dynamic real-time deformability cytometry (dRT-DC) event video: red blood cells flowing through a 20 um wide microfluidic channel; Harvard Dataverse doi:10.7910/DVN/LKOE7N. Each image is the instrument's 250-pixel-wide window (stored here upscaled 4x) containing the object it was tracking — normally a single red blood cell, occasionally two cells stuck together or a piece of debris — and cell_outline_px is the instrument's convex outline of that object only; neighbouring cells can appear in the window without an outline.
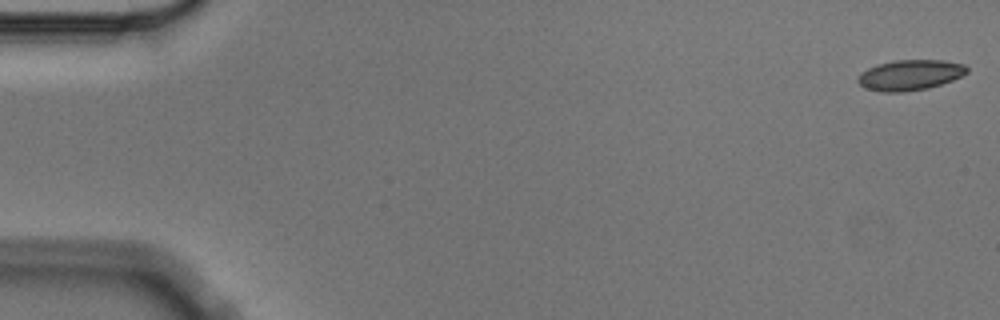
{"species": "Egyptian fruit bat (a non-hibernating species)", "species_latin": "Rousettus aegyptiacus", "temperature_condition": "cold", "stored_images_in_passage": 11, "camera_frame_rate_fps": 3000, "um_per_image_px": 0.085, "animal": {"sex": "male"}, "frame": {"image": 1, "passage_image": 1, "time_ms": 0.0, "image_size_px": [1000, 320], "cell_outline_px": [[968, 72], [952, 80], [928, 88], [904, 92], [884, 92], [864, 88], [856, 80], [860, 72], [876, 64], [896, 60], [944, 60], [964, 64], [968, 68]], "centroid_in_image_um": [77.32, 6.37], "position_along_channel_um": 7.7, "area_um2": 19.42}}
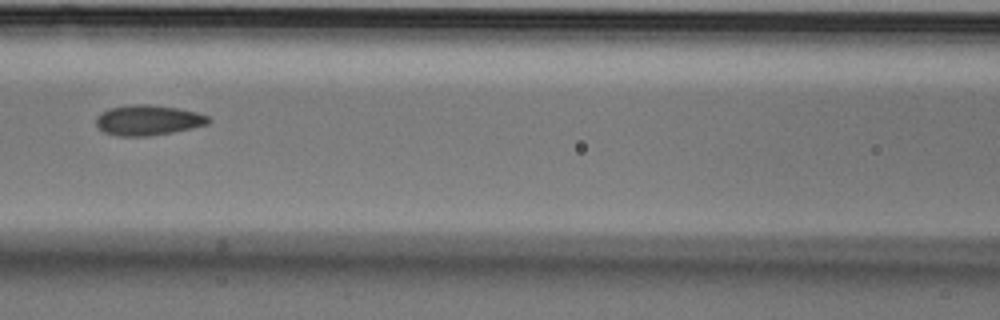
{"frame": {"image": 2, "passage_image": 7, "time_ms": 2.0, "image_size_px": [1000, 320], "cell_outline_px": [[212, 120], [208, 124], [192, 128], [172, 132], [148, 136], [120, 136], [104, 132], [96, 124], [96, 116], [100, 112], [108, 108], [132, 104], [148, 104], [176, 108], [196, 112], [208, 116]], "centroid_in_image_um": [12.57, 10.21], "position_along_channel_um": 154.0, "area_um2": 19.83}}
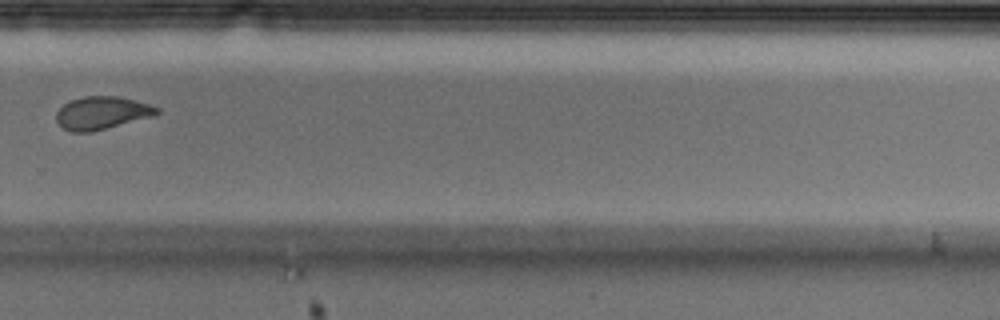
{"frame": {"image": 3, "passage_image": 11, "time_ms": 3.333, "image_size_px": [1000, 320], "cell_outline_px": [[160, 112], [156, 116], [92, 132], [72, 132], [64, 128], [56, 120], [56, 112], [64, 104], [72, 100], [84, 96], [116, 96], [148, 104], [160, 108]], "centroid_in_image_um": [8.69, 9.61], "position_along_channel_um": 321.1, "area_um2": 19.25}}